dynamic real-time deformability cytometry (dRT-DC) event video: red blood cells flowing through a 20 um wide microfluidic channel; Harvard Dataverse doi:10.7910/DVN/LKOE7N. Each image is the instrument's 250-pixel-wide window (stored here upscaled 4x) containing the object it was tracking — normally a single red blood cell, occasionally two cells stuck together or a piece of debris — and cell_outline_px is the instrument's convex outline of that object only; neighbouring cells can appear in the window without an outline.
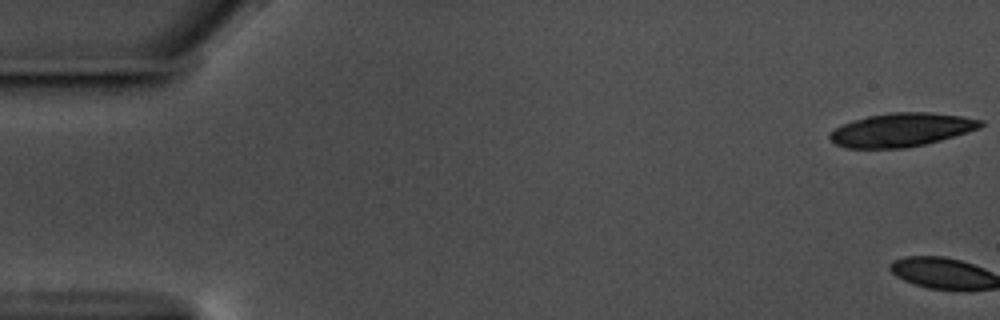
{"species": "common noctule bat (a hibernating species)", "species_latin": "Nyctalus noctula", "temperature_condition": "warm", "stored_images_in_passage": 3, "camera_frame_rate_fps": 3000, "um_per_image_px": 0.085, "animal": {"sex": "male", "body_mass_g": 17.5, "forearm_length_mm": 52.3}, "frame": {"image": 1, "passage_image": 1, "time_ms": 0.0, "image_size_px": [1000, 320], "cell_outline_px": [[984, 124], [980, 128], [968, 132], [940, 140], [924, 144], [904, 148], [844, 148], [836, 144], [828, 136], [836, 128], [852, 120], [868, 116], [888, 112], [932, 112], [964, 116], [984, 120]], "centroid_in_image_um": [76.66, 11.02], "position_along_channel_um": 8.3, "area_um2": 29.54}}